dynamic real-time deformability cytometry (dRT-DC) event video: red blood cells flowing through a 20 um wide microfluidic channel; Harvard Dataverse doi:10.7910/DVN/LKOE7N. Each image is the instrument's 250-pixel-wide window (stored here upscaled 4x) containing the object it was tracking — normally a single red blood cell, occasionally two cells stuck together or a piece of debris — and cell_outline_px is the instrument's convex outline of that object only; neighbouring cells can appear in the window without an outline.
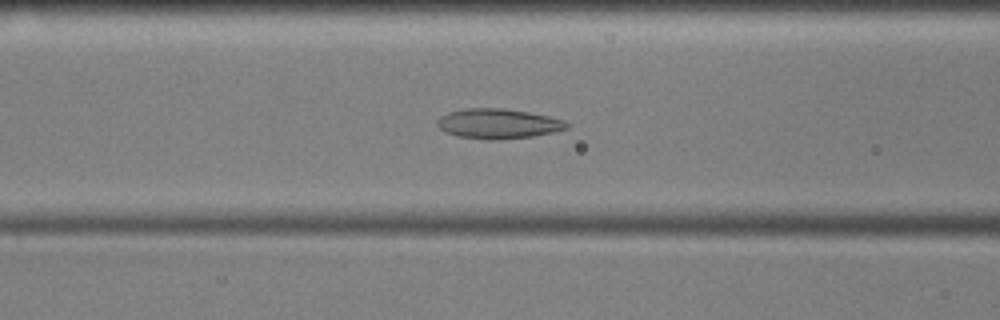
{"species": "common noctule bat (a hibernating species)", "species_latin": "Nyctalus noctula", "temperature_condition": "cold", "stored_images_in_passage": 47, "camera_frame_rate_fps": 3000, "um_per_image_px": 0.085, "animal": {"sex": "male", "body_mass_g": 17.9, "forearm_length_mm": 54.2}, "frame": {"image": 1, "passage_image": 20, "time_ms": 6.333, "image_size_px": [1000, 320], "cell_outline_px": [[568, 128], [552, 132], [532, 136], [492, 140], [488, 140], [456, 136], [444, 132], [436, 124], [436, 120], [440, 116], [448, 112], [464, 108], [504, 108], [528, 112], [548, 116], [564, 120], [568, 124]], "centroid_in_image_um": [42.28, 10.51], "position_along_channel_um": 124.3, "area_um2": 22.6}}
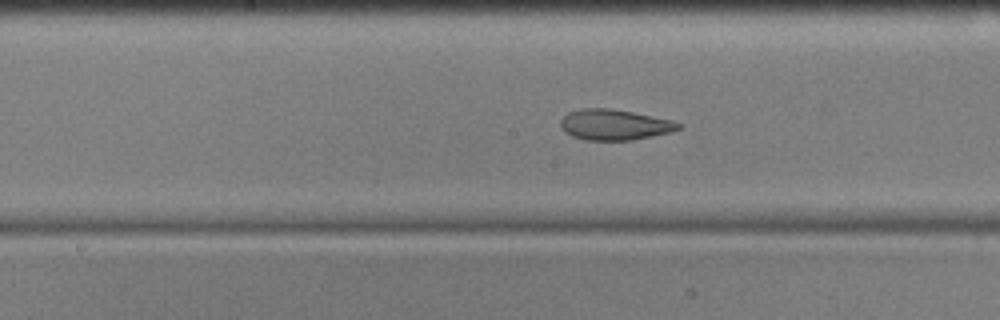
{"frame": {"image": 2, "passage_image": 26, "time_ms": 8.333, "image_size_px": [1000, 320], "cell_outline_px": [[680, 128], [672, 132], [632, 140], [584, 140], [572, 136], [564, 132], [560, 124], [560, 120], [568, 112], [580, 108], [612, 108], [672, 120], [680, 124]], "centroid_in_image_um": [52.19, 10.6], "position_along_channel_um": 196.0, "area_um2": 21.1}}
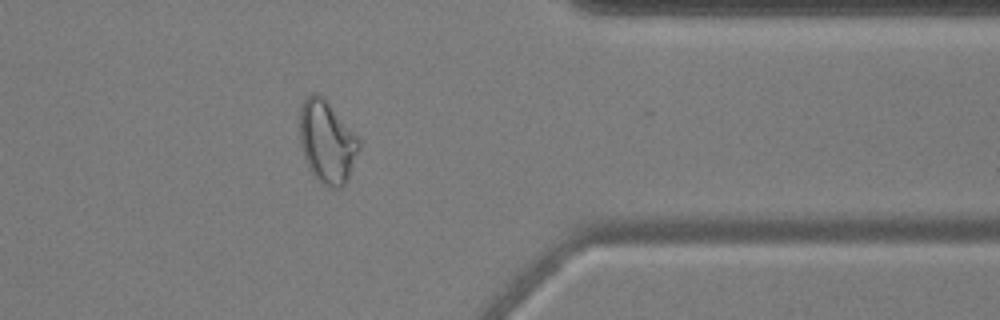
{"frame": {"image": 3, "passage_image": 43, "time_ms": 14.0, "image_size_px": [1000, 320], "cell_outline_px": [[360, 144], [348, 176], [344, 184], [340, 188], [332, 188], [320, 184], [308, 168], [300, 144], [300, 108], [304, 96], [312, 92], [316, 92], [328, 104], [360, 140]], "centroid_in_image_um": [27.74, 12.07], "position_along_channel_um": 383.7, "area_um2": 27.98}, "authors_computed_cell_mechanics": {"area_um2": 24.3338, "velocity_mm_per_s": 3.5762, "shape_relaxation_time_tau1_ms": null, "shape_relaxation_time_tau2_ms": 3.3319, "deformation_change_tau1": null, "deformation_change_tau2": 0.0787}}